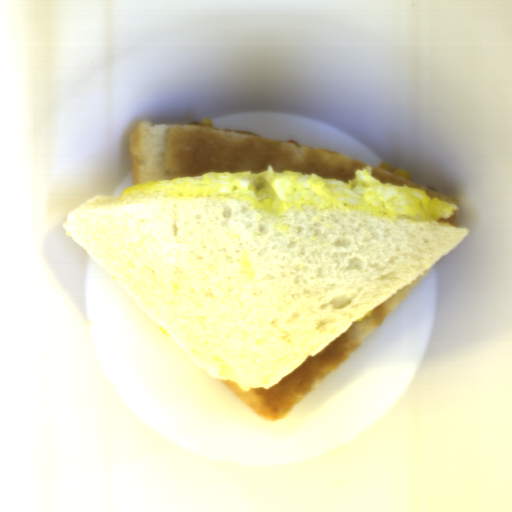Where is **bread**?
<instances>
[{
  "instance_id": "bread-1",
  "label": "bread",
  "mask_w": 512,
  "mask_h": 512,
  "mask_svg": "<svg viewBox=\"0 0 512 512\" xmlns=\"http://www.w3.org/2000/svg\"><path fill=\"white\" fill-rule=\"evenodd\" d=\"M65 232L208 376L271 388L469 235L225 197L92 196Z\"/></svg>"
}]
</instances>
